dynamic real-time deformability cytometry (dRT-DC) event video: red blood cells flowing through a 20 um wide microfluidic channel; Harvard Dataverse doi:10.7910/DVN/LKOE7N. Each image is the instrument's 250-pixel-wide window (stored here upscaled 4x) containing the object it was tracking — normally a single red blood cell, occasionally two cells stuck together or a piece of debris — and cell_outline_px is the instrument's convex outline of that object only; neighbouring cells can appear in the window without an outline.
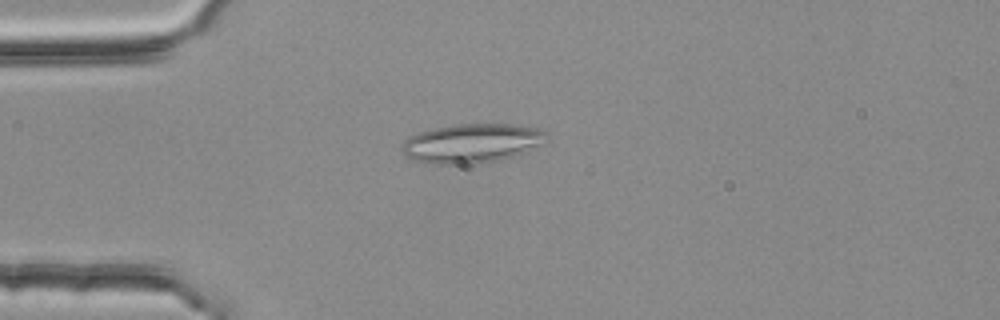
{"species": "common noctule bat (a hibernating species)", "species_latin": "Nyctalus noctula", "temperature_condition": "room temperature", "stored_images_in_passage": 3, "camera_frame_rate_fps": 3000, "um_per_image_px": 0.085, "animal": {"sex": "female", "body_mass_g": 25.1}, "frame": {"image": 1, "passage_image": 3, "time_ms": 0.667, "image_size_px": [1000, 320], "cell_outline_px": [[548, 136], [540, 144], [512, 156], [500, 160], [476, 164], [432, 164], [416, 160], [404, 156], [404, 140], [408, 136], [432, 128], [456, 124], [512, 124], [540, 128], [548, 132]], "centroid_in_image_um": [40.1, 12.17], "position_along_channel_um": 44.9, "area_um2": 32.89}}